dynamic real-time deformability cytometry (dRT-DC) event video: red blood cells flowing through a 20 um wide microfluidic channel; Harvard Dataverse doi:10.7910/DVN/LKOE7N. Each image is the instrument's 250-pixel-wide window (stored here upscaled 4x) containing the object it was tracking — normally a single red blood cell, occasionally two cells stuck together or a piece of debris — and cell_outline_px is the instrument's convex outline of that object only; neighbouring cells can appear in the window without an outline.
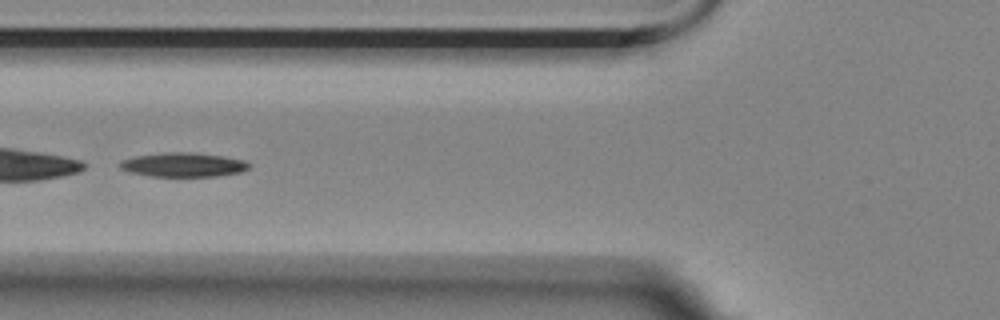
{"species": "Egyptian fruit bat (a non-hibernating species)", "species_latin": "Rousettus aegyptiacus", "temperature_condition": "room temperature", "stored_images_in_passage": 7, "camera_frame_rate_fps": 3000, "um_per_image_px": 0.085, "animal": {"sex": "female"}, "frame": {"image": 1, "passage_image": 6, "time_ms": 1.667, "image_size_px": [1000, 320], "cell_outline_px": [[248, 168], [240, 172], [216, 176], [148, 176], [128, 172], [120, 168], [120, 160], [136, 156], [164, 152], [192, 152], [224, 156], [244, 160], [248, 164]], "centroid_in_image_um": [15.53, 14.0], "position_along_channel_um": 110.3, "area_um2": 18.15}}
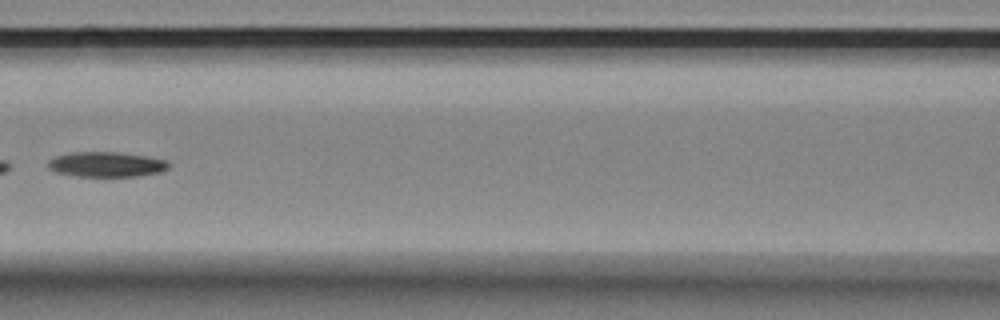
{"frame": {"image": 2, "passage_image": 7, "time_ms": 2.0, "image_size_px": [1000, 320], "cell_outline_px": [[168, 168], [160, 172], [140, 176], [76, 176], [56, 172], [48, 168], [48, 160], [56, 156], [72, 152], [120, 152], [148, 156], [168, 160]], "centroid_in_image_um": [9.05, 13.97], "position_along_channel_um": 157.5, "area_um2": 17.69}}